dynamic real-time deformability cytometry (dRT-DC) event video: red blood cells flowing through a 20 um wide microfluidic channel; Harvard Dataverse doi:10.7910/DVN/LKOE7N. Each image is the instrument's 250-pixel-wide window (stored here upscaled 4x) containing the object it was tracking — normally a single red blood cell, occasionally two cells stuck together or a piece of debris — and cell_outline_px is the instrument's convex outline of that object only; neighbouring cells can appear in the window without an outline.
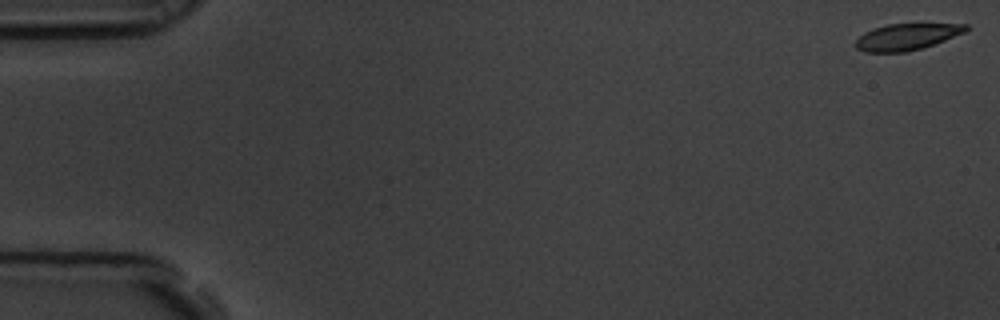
{"species": "common noctule bat (a hibernating species)", "species_latin": "Nyctalus noctula", "temperature_condition": "room temperature", "stored_images_in_passage": 59, "camera_frame_rate_fps": 3000, "um_per_image_px": 0.085, "animal": {"sex": "male", "body_mass_g": 19.5, "forearm_length_mm": 54.6}, "frame": {"image": 1, "passage_image": 1, "time_ms": 0.0, "image_size_px": [1000, 320], "cell_outline_px": [[968, 28], [964, 32], [944, 40], [920, 48], [904, 52], [864, 52], [856, 48], [856, 40], [864, 32], [872, 28], [888, 24], [968, 24]], "centroid_in_image_um": [77.02, 3.12], "position_along_channel_um": 8.0, "area_um2": 16.7}}
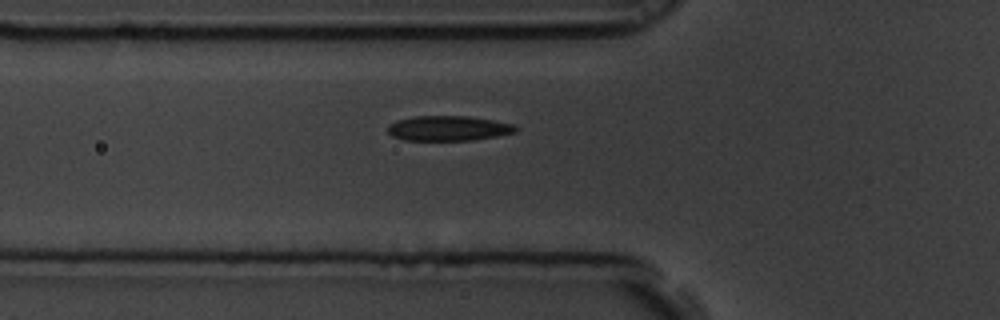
{"frame": {"image": 2, "passage_image": 21, "time_ms": 6.667, "image_size_px": [1000, 320], "cell_outline_px": [[520, 128], [516, 132], [476, 140], [404, 140], [392, 136], [388, 132], [388, 124], [396, 120], [412, 116], [468, 116], [516, 124]], "centroid_in_image_um": [38.13, 10.9], "position_along_channel_um": 87.7, "area_um2": 18.84}}
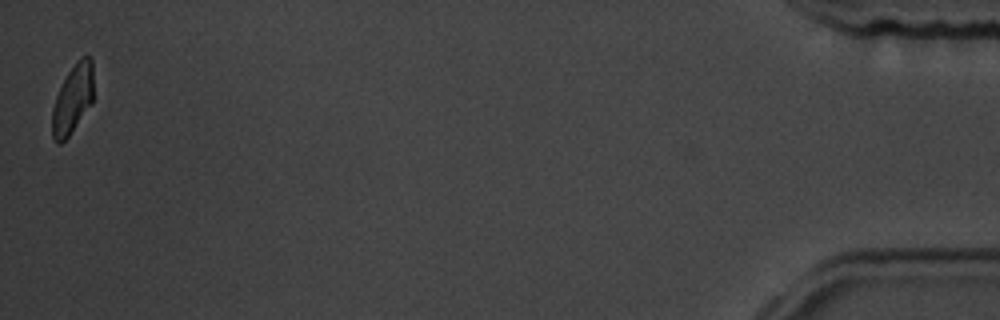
{"frame": {"image": 3, "passage_image": 59, "time_ms": 19.333, "image_size_px": [1000, 320], "cell_outline_px": [[92, 100], [68, 136], [60, 144], [56, 144], [52, 140], [52, 108], [56, 96], [68, 72], [76, 60], [80, 56], [88, 56], [92, 60]], "centroid_in_image_um": [6.14, 8.41], "position_along_channel_um": 429.1, "area_um2": 16.18}, "authors_computed_cell_mechanics": {"area_um2": 18.6116, "velocity_mm_per_s": 3.4398, "shape_relaxation_time_tau1_ms": 4.5999, "shape_relaxation_time_tau2_ms": 2.4026, "deformation_change_tau1": 0.1328, "deformation_change_tau2": 0.0728}}